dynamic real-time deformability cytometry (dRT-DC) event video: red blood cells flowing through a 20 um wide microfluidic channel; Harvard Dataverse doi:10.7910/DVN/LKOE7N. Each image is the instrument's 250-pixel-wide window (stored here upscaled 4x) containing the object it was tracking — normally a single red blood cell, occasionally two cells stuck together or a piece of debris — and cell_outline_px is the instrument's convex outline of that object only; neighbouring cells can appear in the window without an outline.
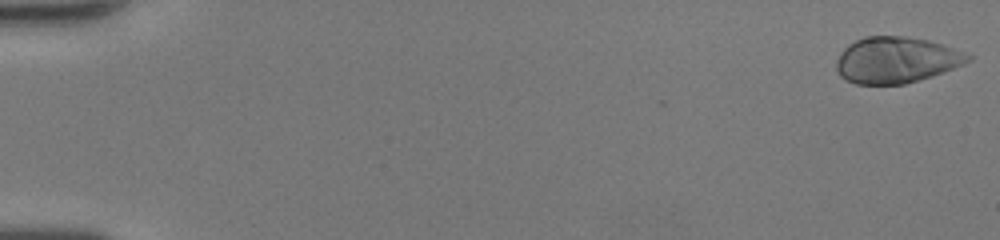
{"species": "human", "species_latin": "Homo sapiens", "temperature_condition": "room temperature", "stored_images_in_passage": 49, "camera_frame_rate_fps": 3000, "um_per_image_px": 0.085, "donor": {"sex": "female"}, "frame": {"image": 1, "passage_image": 1, "time_ms": 0.0, "image_size_px": [1000, 240], "cell_outline_px": [[972, 60], [964, 64], [932, 76], [904, 84], [856, 84], [844, 80], [840, 76], [836, 68], [836, 60], [840, 52], [848, 44], [864, 36], [904, 36], [928, 40], [944, 44], [972, 56]], "centroid_in_image_um": [76.16, 5.1], "position_along_channel_um": 8.8, "area_um2": 35.55}}
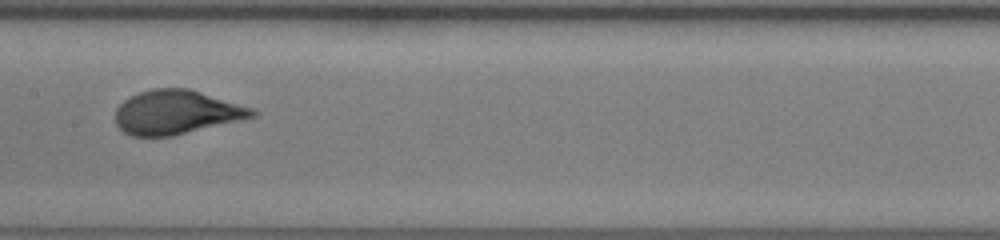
{"frame": {"image": 2, "passage_image": 27, "time_ms": 8.667, "image_size_px": [1000, 240], "cell_outline_px": [[260, 112], [256, 116], [172, 136], [132, 136], [124, 132], [116, 124], [116, 108], [124, 100], [140, 92], [152, 88], [188, 88], [256, 108]], "centroid_in_image_um": [15.03, 9.53], "position_along_channel_um": 192.4, "area_um2": 35.08}}
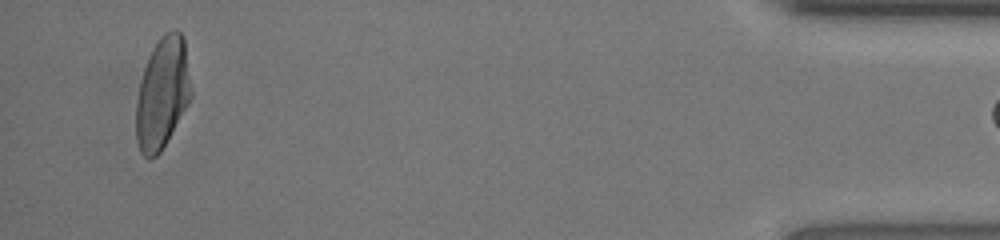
{"frame": {"image": 3, "passage_image": 48, "time_ms": 15.667, "image_size_px": [1000, 240], "cell_outline_px": [[192, 96], [188, 104], [160, 152], [156, 156], [148, 160], [140, 152], [136, 140], [136, 100], [140, 80], [144, 68], [152, 48], [160, 36], [164, 32], [176, 28], [184, 36], [192, 92]], "centroid_in_image_um": [13.8, 7.9], "position_along_channel_um": 421.4, "area_um2": 35.95}}